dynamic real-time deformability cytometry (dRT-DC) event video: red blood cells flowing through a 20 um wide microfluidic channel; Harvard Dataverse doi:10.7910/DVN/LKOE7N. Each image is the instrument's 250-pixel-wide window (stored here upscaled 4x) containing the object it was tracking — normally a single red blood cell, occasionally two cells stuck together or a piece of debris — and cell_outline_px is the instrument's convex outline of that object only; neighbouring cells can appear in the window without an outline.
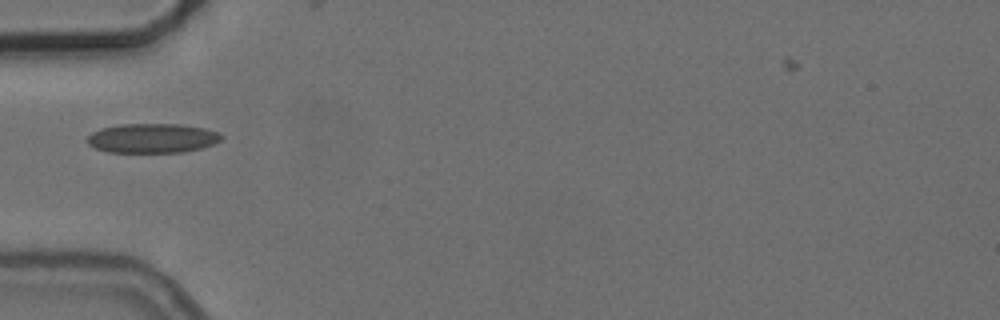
{"species": "common noctule bat (a hibernating species)", "species_latin": "Nyctalus noctula", "temperature_condition": "cold", "stored_images_in_passage": 4, "camera_frame_rate_fps": 3000, "um_per_image_px": 0.085, "animal": {"sex": "female", "body_mass_g": 24.6, "forearm_length_mm": 56.2}, "frame": {"image": 1, "passage_image": 1, "time_ms": 0.0, "image_size_px": [1000, 320], "cell_outline_px": [[224, 136], [220, 140], [212, 144], [200, 148], [184, 152], [108, 152], [96, 148], [88, 144], [84, 140], [92, 132], [100, 128], [120, 124], [180, 124], [204, 128], [220, 132]], "centroid_in_image_um": [12.93, 11.74], "position_along_channel_um": 72.1, "area_um2": 23.12}}
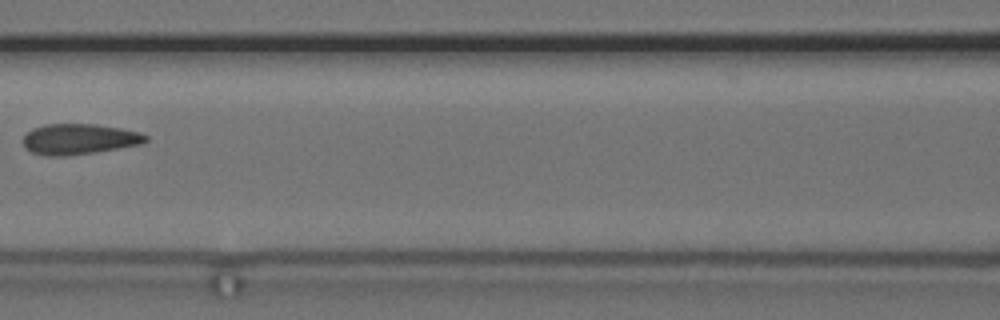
{"frame": {"image": 2, "passage_image": 3, "time_ms": 2.333, "image_size_px": [1000, 320], "cell_outline_px": [[148, 140], [140, 144], [120, 148], [96, 152], [64, 156], [44, 156], [32, 152], [24, 148], [24, 136], [32, 128], [44, 124], [96, 124], [120, 128], [140, 132], [148, 136]], "centroid_in_image_um": [6.72, 11.82], "position_along_channel_um": 159.9, "area_um2": 21.96}}
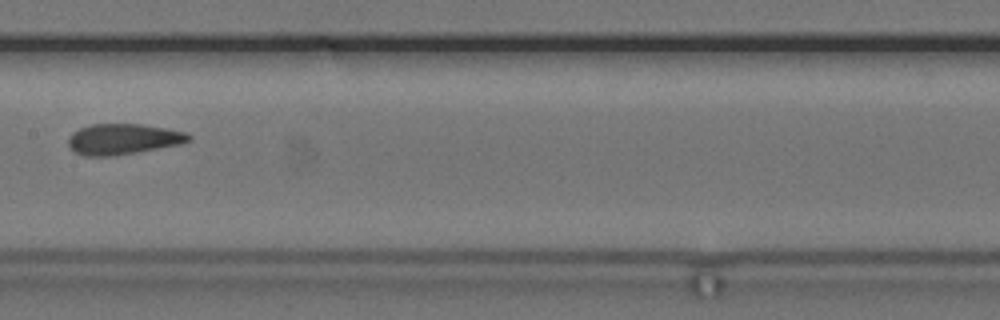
{"frame": {"image": 3, "passage_image": 4, "time_ms": 3.333, "image_size_px": [1000, 320], "cell_outline_px": [[192, 140], [180, 144], [136, 152], [112, 156], [84, 156], [76, 152], [68, 144], [68, 140], [72, 132], [80, 128], [92, 124], [140, 124], [164, 128], [184, 132], [192, 136]], "centroid_in_image_um": [10.46, 11.82], "position_along_channel_um": 196.9, "area_um2": 21.33}}